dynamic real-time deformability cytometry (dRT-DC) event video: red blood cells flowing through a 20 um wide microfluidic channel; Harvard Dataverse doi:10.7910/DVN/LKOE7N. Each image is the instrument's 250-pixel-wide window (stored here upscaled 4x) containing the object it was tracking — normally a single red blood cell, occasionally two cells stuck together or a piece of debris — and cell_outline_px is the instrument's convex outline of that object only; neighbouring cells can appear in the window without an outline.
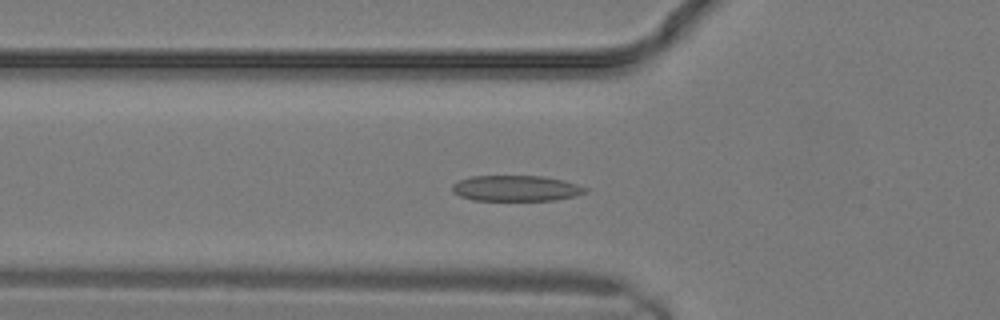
{"species": "common noctule bat (a hibernating species)", "species_latin": "Nyctalus noctula", "temperature_condition": "warm", "stored_images_in_passage": 10, "camera_frame_rate_fps": 3000, "um_per_image_px": 0.085, "animal": {"sex": "male", "body_mass_g": 19.2, "forearm_length_mm": 51.8}, "frame": {"image": 1, "passage_image": 3, "time_ms": 0.667, "image_size_px": [1000, 320], "cell_outline_px": [[588, 192], [576, 196], [556, 200], [472, 200], [460, 196], [452, 192], [452, 184], [460, 180], [472, 176], [544, 176], [564, 180], [588, 188]], "centroid_in_image_um": [43.89, 16.01], "position_along_channel_um": 81.9, "area_um2": 20.06}}
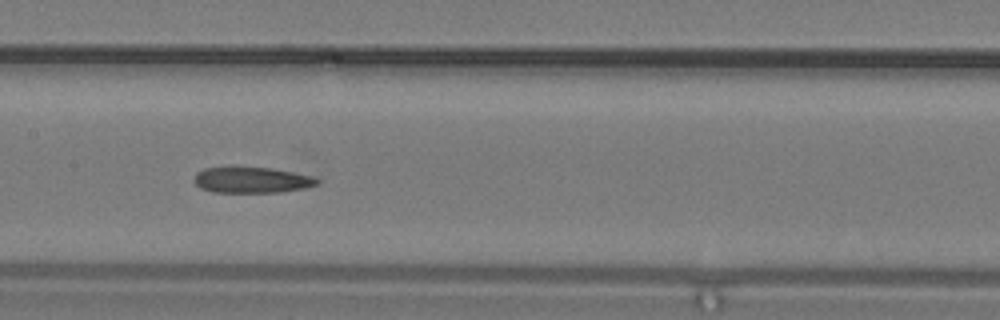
{"frame": {"image": 2, "passage_image": 7, "time_ms": 2.0, "image_size_px": [1000, 320], "cell_outline_px": [[320, 180], [316, 184], [304, 188], [280, 192], [212, 192], [200, 188], [196, 184], [196, 172], [204, 168], [232, 164], [272, 168], [312, 176]], "centroid_in_image_um": [21.34, 15.25], "position_along_channel_um": 186.1, "area_um2": 19.13}}
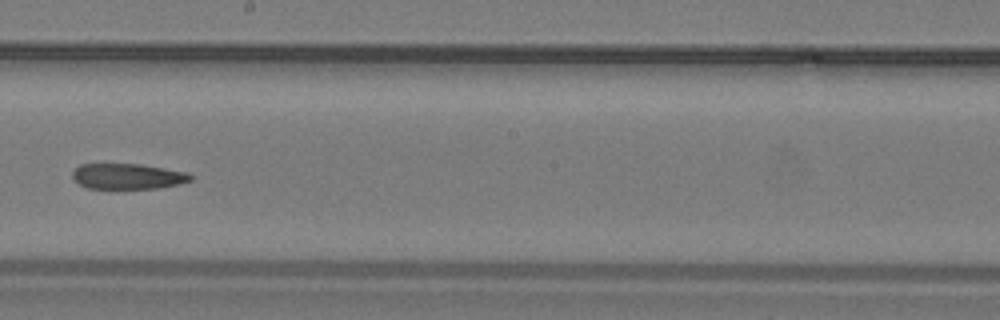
{"frame": {"image": 3, "passage_image": 9, "time_ms": 2.667, "image_size_px": [1000, 320], "cell_outline_px": [[196, 176], [192, 180], [180, 184], [160, 188], [88, 188], [80, 184], [72, 176], [72, 172], [80, 164], [140, 164], [188, 172]], "centroid_in_image_um": [10.93, 14.98], "position_along_channel_um": 237.3, "area_um2": 17.63}}